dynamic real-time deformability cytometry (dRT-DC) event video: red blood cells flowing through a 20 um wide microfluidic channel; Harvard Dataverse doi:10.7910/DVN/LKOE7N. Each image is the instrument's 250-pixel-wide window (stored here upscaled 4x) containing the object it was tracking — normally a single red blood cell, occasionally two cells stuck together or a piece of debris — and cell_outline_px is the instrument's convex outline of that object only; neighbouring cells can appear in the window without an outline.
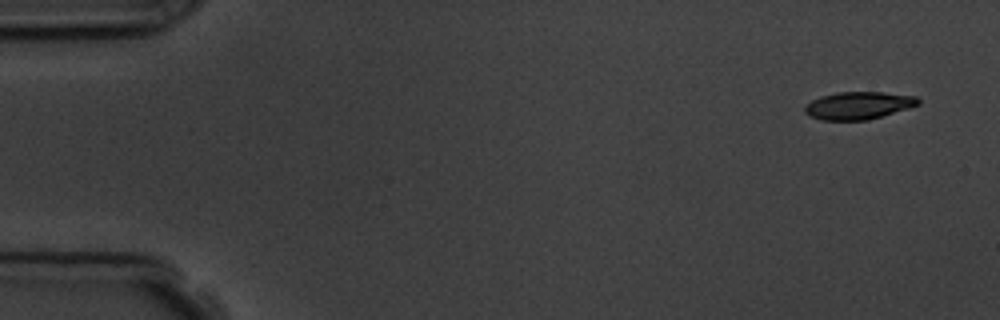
{"species": "common noctule bat (a hibernating species)", "species_latin": "Nyctalus noctula", "temperature_condition": "room temperature", "stored_images_in_passage": 4, "camera_frame_rate_fps": 3000, "um_per_image_px": 0.085, "animal": {"sex": "male", "body_mass_g": 19.5, "forearm_length_mm": 54.6}, "frame": {"image": 1, "passage_image": 1, "time_ms": 0.0, "image_size_px": [1000, 320], "cell_outline_px": [[920, 104], [908, 108], [868, 120], [820, 120], [804, 112], [804, 104], [820, 96], [836, 92], [880, 92], [916, 96], [920, 100]], "centroid_in_image_um": [72.94, 8.96], "position_along_channel_um": 12.1, "area_um2": 18.21}}
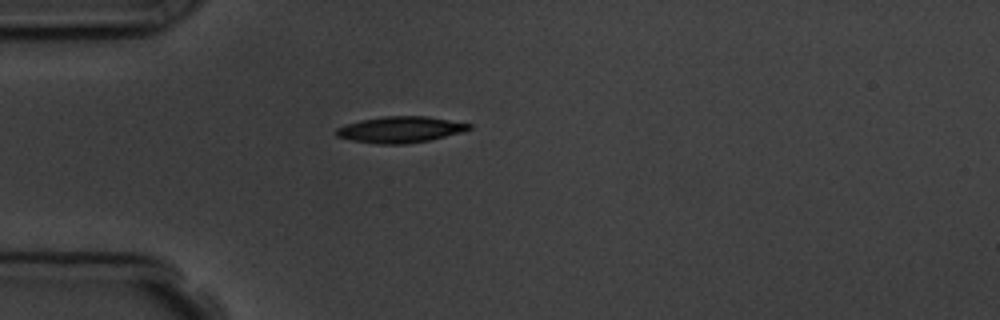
{"frame": {"image": 2, "passage_image": 4, "time_ms": 4.0, "image_size_px": [1000, 320], "cell_outline_px": [[472, 128], [464, 132], [428, 140], [404, 144], [376, 144], [352, 140], [336, 136], [336, 128], [360, 120], [384, 116], [424, 116], [472, 124]], "centroid_in_image_um": [34.03, 11.01], "position_along_channel_um": 51.0, "area_um2": 20.11}}